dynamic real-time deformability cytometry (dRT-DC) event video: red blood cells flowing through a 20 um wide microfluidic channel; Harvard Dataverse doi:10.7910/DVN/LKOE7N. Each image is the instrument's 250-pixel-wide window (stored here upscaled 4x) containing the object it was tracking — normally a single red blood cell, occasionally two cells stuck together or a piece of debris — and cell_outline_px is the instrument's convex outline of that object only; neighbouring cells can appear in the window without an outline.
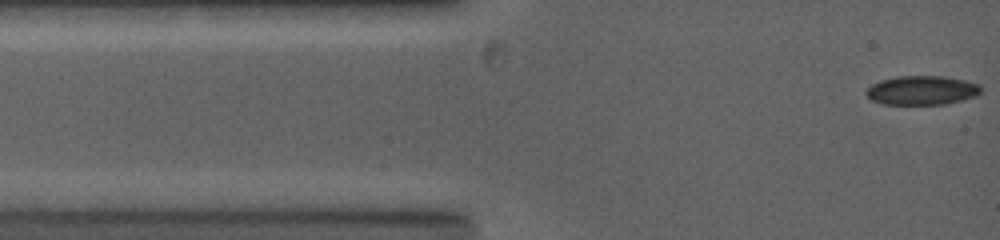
{"species": "common noctule bat (a hibernating species)", "species_latin": "Nyctalus noctula", "temperature_condition": "warm", "stored_images_in_passage": 60, "camera_frame_rate_fps": 5000, "um_per_image_px": 0.085, "animal": {"sex": "female", "body_mass_g": 19.0, "forearm_length_mm": 53.3}, "frame": {"image": 1, "passage_image": 1, "time_ms": 0.0, "image_size_px": [1000, 240], "cell_outline_px": [[984, 88], [980, 92], [972, 96], [960, 100], [944, 104], [884, 104], [872, 100], [864, 92], [872, 84], [880, 80], [896, 76], [944, 76], [964, 80], [980, 84]], "centroid_in_image_um": [78.35, 7.66], "position_along_channel_um": 6.7, "area_um2": 19.36}}
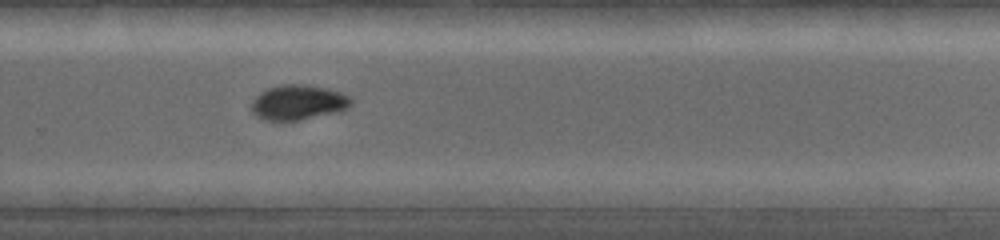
{"frame": {"image": 2, "passage_image": 34, "time_ms": 8.6, "image_size_px": [1000, 240], "cell_outline_px": [[352, 104], [348, 108], [340, 112], [300, 120], [264, 120], [256, 116], [252, 112], [252, 100], [260, 92], [268, 88], [284, 84], [308, 84], [328, 88], [352, 96]], "centroid_in_image_um": [25.39, 8.7], "position_along_channel_um": 304.4, "area_um2": 20.63}}
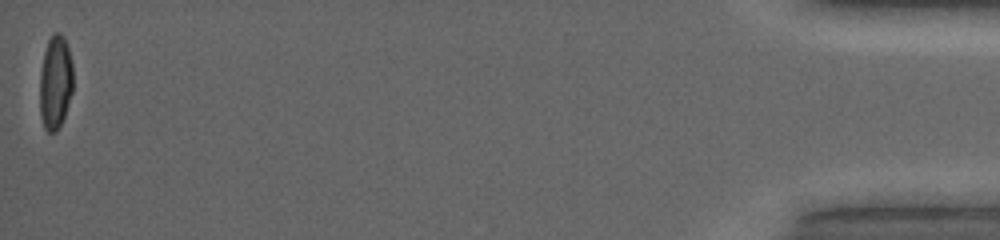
{"frame": {"image": 3, "passage_image": 60, "time_ms": 15.4, "image_size_px": [1000, 240], "cell_outline_px": [[72, 92], [64, 116], [56, 132], [48, 132], [44, 128], [40, 116], [40, 72], [44, 52], [48, 40], [52, 32], [60, 32], [64, 36], [68, 48], [72, 64]], "centroid_in_image_um": [4.69, 6.98], "position_along_channel_um": 430.5, "area_um2": 18.26}, "authors_computed_cell_mechanics": {"area_um2": 19.7965, "velocity_mm_per_s": 4.0545, "shape_relaxation_time_tau1_ms": 4.7336, "shape_relaxation_time_tau2_ms": null, "deformation_change_tau1": 0.1579, "deformation_change_tau2": null}}